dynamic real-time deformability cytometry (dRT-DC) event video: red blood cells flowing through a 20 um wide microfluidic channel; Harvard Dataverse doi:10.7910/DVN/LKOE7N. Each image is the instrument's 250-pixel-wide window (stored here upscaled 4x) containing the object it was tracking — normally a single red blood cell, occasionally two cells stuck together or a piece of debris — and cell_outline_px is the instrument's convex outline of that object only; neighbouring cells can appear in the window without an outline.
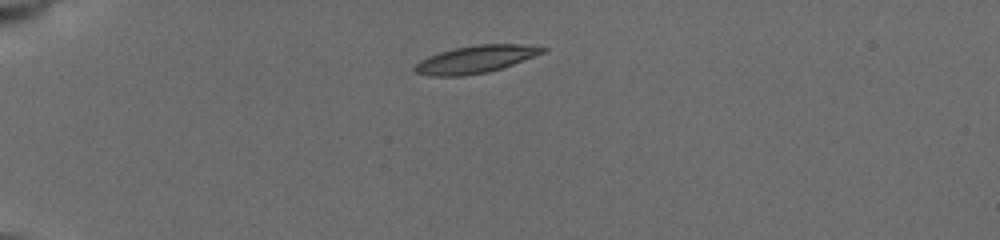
{"species": "common noctule bat (a hibernating species)", "species_latin": "Nyctalus noctula", "temperature_condition": "cold", "stored_images_in_passage": 5, "camera_frame_rate_fps": 3000, "um_per_image_px": 0.085, "animal": {"sex": "female", "body_mass_g": 19.5, "forearm_length_mm": 54.1}, "frame": {"image": 1, "passage_image": 1, "time_ms": 0.0, "image_size_px": [1000, 240], "cell_outline_px": [[548, 52], [488, 72], [464, 76], [428, 76], [416, 72], [412, 68], [420, 60], [428, 56], [440, 52], [456, 48], [476, 44], [520, 44], [548, 48]], "centroid_in_image_um": [40.43, 5.04], "position_along_channel_um": 44.6, "area_um2": 20.46}}